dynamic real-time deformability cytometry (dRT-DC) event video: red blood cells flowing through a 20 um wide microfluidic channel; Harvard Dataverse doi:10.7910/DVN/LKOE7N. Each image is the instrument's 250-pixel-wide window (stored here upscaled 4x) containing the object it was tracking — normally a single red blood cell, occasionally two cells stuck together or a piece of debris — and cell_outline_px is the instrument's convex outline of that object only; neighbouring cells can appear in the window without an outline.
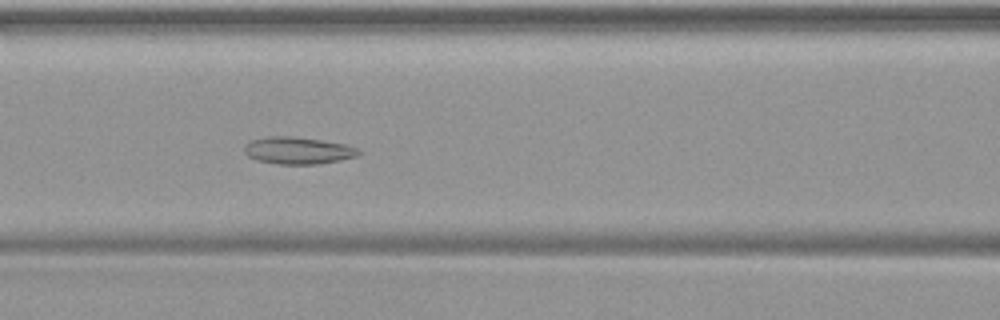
{"species": "common noctule bat (a hibernating species)", "species_latin": "Nyctalus noctula", "temperature_condition": "warm", "stored_images_in_passage": 38, "camera_frame_rate_fps": 3000, "um_per_image_px": 0.085, "animal": {"sex": "female", "body_mass_g": 19.9}, "frame": {"image": 1, "passage_image": 16, "time_ms": 5.0, "image_size_px": [1000, 320], "cell_outline_px": [[360, 152], [356, 156], [340, 160], [316, 164], [280, 164], [256, 160], [248, 156], [244, 152], [244, 148], [248, 140], [268, 136], [292, 136], [320, 140], [344, 144], [356, 148]], "centroid_in_image_um": [25.26, 12.79], "position_along_channel_um": 141.3, "area_um2": 17.92}}
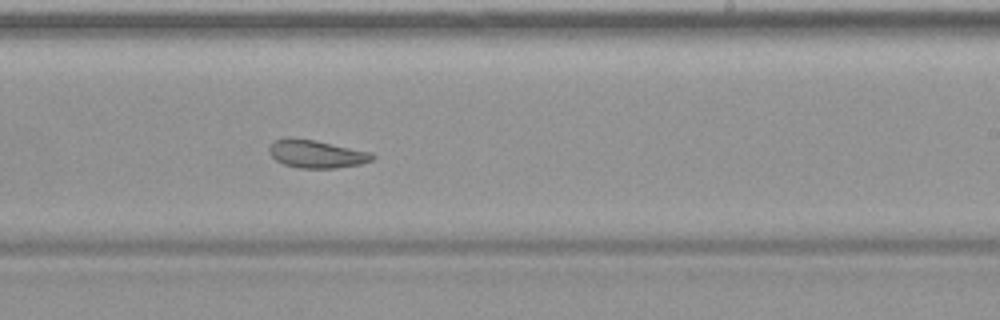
{"frame": {"image": 2, "passage_image": 25, "time_ms": 8.0, "image_size_px": [1000, 320], "cell_outline_px": [[376, 156], [372, 160], [360, 164], [336, 168], [300, 168], [284, 164], [276, 160], [268, 152], [268, 148], [276, 140], [284, 136], [292, 136], [316, 140], [372, 152]], "centroid_in_image_um": [26.89, 13.06], "position_along_channel_um": 262.1, "area_um2": 17.05}}
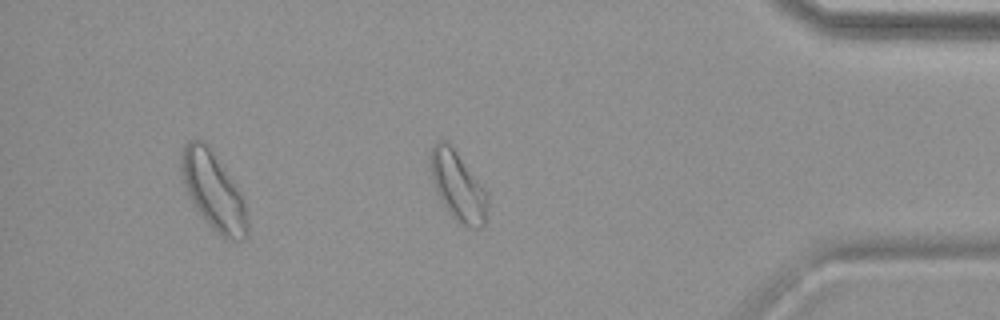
{"frame": {"image": 3, "passage_image": 37, "time_ms": 12.0, "image_size_px": [1000, 320], "cell_outline_px": [[248, 236], [244, 240], [228, 240], [216, 232], [212, 228], [200, 212], [192, 200], [188, 192], [184, 180], [180, 164], [180, 156], [184, 144], [188, 140], [200, 140], [212, 148], [240, 192], [244, 200], [248, 216]], "centroid_in_image_um": [18.18, 16.23], "position_along_channel_um": 417.0, "area_um2": 29.59}}